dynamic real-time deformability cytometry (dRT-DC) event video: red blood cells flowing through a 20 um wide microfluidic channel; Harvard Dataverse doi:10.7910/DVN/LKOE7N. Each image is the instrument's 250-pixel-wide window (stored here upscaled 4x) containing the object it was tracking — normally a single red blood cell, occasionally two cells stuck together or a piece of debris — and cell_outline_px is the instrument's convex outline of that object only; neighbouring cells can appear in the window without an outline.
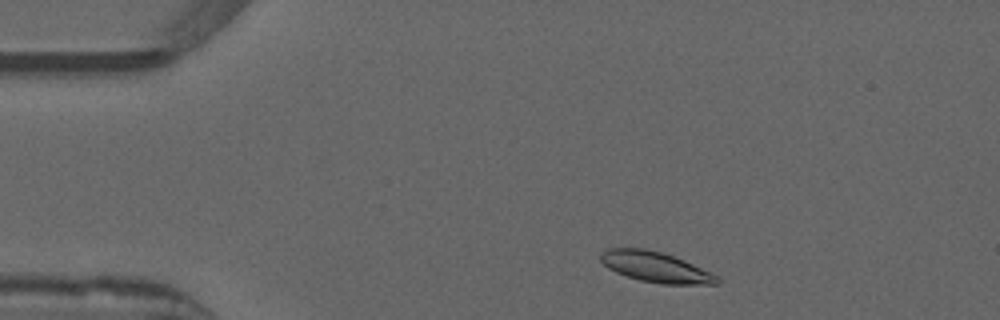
{"species": "common noctule bat (a hibernating species)", "species_latin": "Nyctalus noctula", "temperature_condition": "warm", "stored_images_in_passage": 48, "camera_frame_rate_fps": 3000, "um_per_image_px": 0.085, "animal": {"sex": "male", "forearm_length_mm": 52.5}, "frame": {"image": 1, "passage_image": 4, "time_ms": 1.0, "image_size_px": [1000, 320], "cell_outline_px": [[720, 284], [660, 284], [640, 280], [616, 272], [608, 268], [600, 260], [600, 252], [608, 248], [644, 248], [660, 252], [684, 260], [712, 272], [720, 280]], "centroid_in_image_um": [55.72, 22.7], "position_along_channel_um": 29.3, "area_um2": 20.58}}
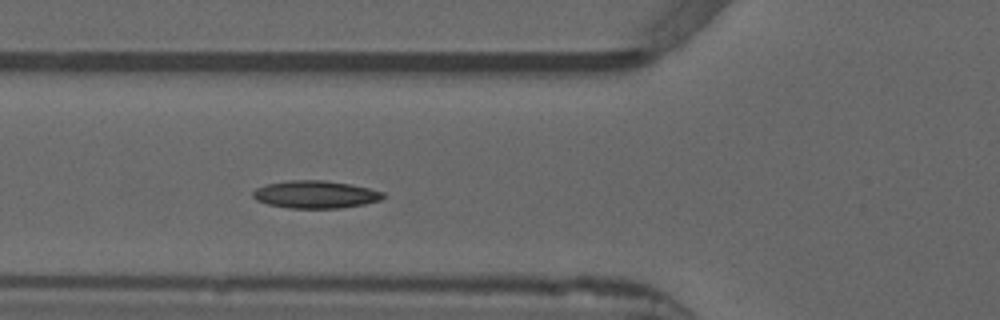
{"frame": {"image": 2, "passage_image": 14, "time_ms": 4.333, "image_size_px": [1000, 320], "cell_outline_px": [[384, 196], [380, 200], [364, 204], [340, 208], [288, 208], [268, 204], [256, 200], [252, 196], [252, 192], [256, 188], [268, 184], [288, 180], [324, 180], [348, 184], [368, 188], [384, 192]], "centroid_in_image_um": [26.79, 16.53], "position_along_channel_um": 99.0, "area_um2": 20.81}}
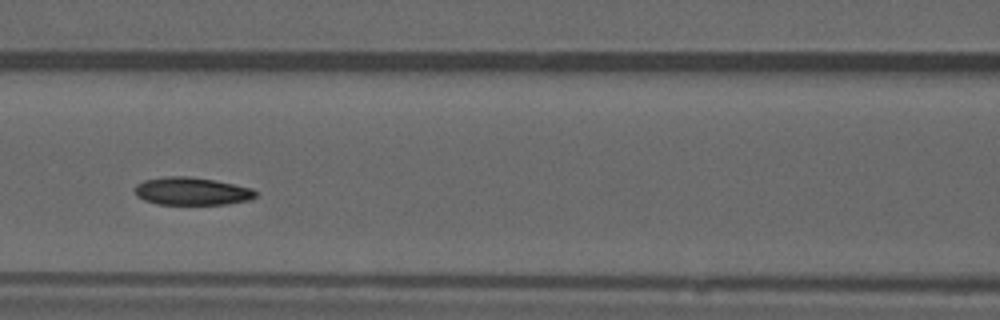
{"frame": {"image": 3, "passage_image": 18, "time_ms": 5.667, "image_size_px": [1000, 320], "cell_outline_px": [[260, 192], [256, 196], [248, 200], [224, 204], [156, 204], [144, 200], [136, 196], [136, 184], [144, 180], [168, 176], [188, 176], [216, 180], [252, 188]], "centroid_in_image_um": [16.32, 16.25], "position_along_channel_um": 150.3, "area_um2": 19.59}, "authors_computed_cell_mechanics": {"area_um2": 19.9121, "velocity_mm_per_s": 3.8336, "shape_relaxation_time_tau1_ms": 7.7128, "shape_relaxation_time_tau2_ms": 3.9637, "deformation_change_tau1": 0.155, "deformation_change_tau2": 0.0807}}